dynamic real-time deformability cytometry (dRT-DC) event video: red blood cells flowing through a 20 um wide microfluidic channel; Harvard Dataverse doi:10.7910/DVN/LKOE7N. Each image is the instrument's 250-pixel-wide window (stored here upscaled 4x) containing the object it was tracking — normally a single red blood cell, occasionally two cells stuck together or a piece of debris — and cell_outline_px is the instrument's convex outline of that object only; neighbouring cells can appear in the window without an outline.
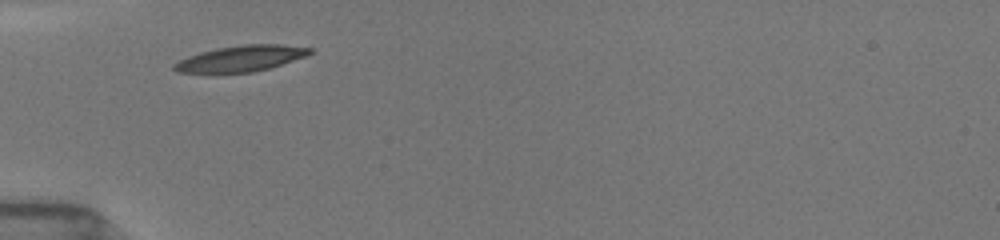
{"species": "common noctule bat (a hibernating species)", "species_latin": "Nyctalus noctula", "temperature_condition": "room temperature", "stored_images_in_passage": 2, "camera_frame_rate_fps": 3000, "um_per_image_px": 0.085, "animal": {"sex": "female", "body_mass_g": 19.5, "forearm_length_mm": 54.1}, "frame": {"image": 1, "passage_image": 1, "time_ms": 0.0, "image_size_px": [1000, 240], "cell_outline_px": [[312, 52], [304, 56], [268, 68], [252, 72], [176, 72], [172, 68], [172, 64], [188, 56], [200, 52], [216, 48], [244, 44], [280, 44], [312, 48]], "centroid_in_image_um": [20.43, 4.96], "position_along_channel_um": 64.6, "area_um2": 20.11}}
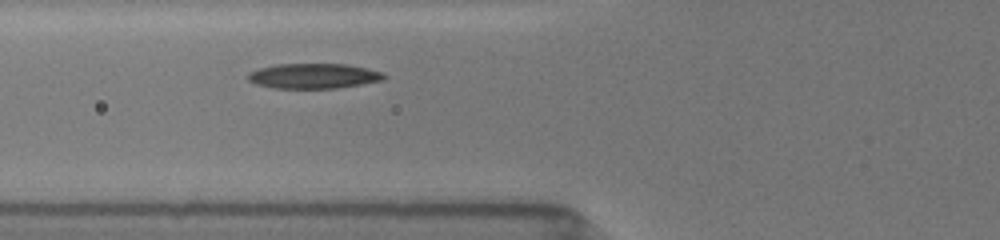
{"frame": {"image": 2, "passage_image": 2, "time_ms": 1.0, "image_size_px": [1000, 240], "cell_outline_px": [[384, 76], [380, 80], [360, 84], [336, 88], [276, 88], [256, 84], [248, 80], [248, 72], [260, 68], [276, 64], [348, 64], [384, 72]], "centroid_in_image_um": [26.62, 6.45], "position_along_channel_um": 99.2, "area_um2": 19.65}}